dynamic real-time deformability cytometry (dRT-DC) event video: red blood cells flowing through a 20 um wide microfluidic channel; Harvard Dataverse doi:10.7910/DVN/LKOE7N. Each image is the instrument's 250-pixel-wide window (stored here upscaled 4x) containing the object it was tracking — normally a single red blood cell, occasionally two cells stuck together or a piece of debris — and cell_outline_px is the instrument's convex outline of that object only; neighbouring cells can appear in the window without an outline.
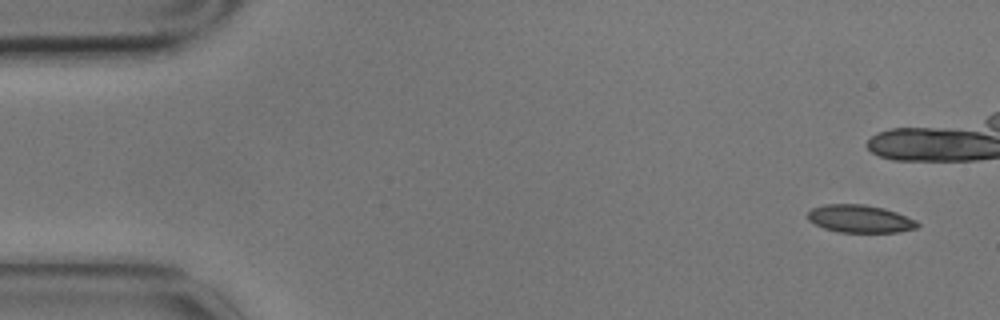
{"species": "common noctule bat (a hibernating species)", "species_latin": "Nyctalus noctula", "temperature_condition": "cold", "stored_images_in_passage": 8, "camera_frame_rate_fps": 3000, "um_per_image_px": 0.085, "animal": {"sex": "male", "body_mass_g": 17.9}, "frame": {"image": 1, "passage_image": 1, "time_ms": 0.0, "image_size_px": [1000, 320], "cell_outline_px": [[920, 224], [916, 228], [900, 232], [836, 232], [824, 228], [808, 220], [808, 212], [812, 208], [824, 204], [864, 204], [884, 208], [896, 212], [916, 220]], "centroid_in_image_um": [73.1, 18.59], "position_along_channel_um": 11.9, "area_um2": 17.74}}